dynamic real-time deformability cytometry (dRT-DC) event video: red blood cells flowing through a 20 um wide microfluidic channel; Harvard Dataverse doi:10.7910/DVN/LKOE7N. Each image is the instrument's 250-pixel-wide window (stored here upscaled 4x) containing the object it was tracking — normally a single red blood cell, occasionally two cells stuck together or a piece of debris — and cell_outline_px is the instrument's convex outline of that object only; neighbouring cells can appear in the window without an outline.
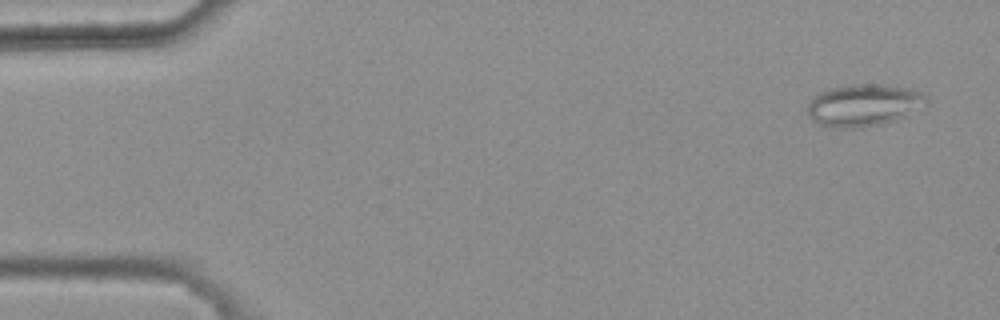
{"species": "common noctule bat (a hibernating species)", "species_latin": "Nyctalus noctula", "temperature_condition": "warm", "stored_images_in_passage": 4, "camera_frame_rate_fps": 3000, "um_per_image_px": 0.085, "animal": {"sex": "female", "body_mass_g": 25.1}, "frame": {"image": 1, "passage_image": 1, "time_ms": 0.0, "image_size_px": [1000, 320], "cell_outline_px": [[928, 104], [892, 120], [880, 124], [860, 128], [832, 128], [820, 124], [812, 120], [808, 116], [808, 104], [820, 92], [828, 88], [852, 84], [880, 84], [908, 88], [924, 92], [928, 100]], "centroid_in_image_um": [73.4, 8.93], "position_along_channel_um": 11.6, "area_um2": 29.02}}